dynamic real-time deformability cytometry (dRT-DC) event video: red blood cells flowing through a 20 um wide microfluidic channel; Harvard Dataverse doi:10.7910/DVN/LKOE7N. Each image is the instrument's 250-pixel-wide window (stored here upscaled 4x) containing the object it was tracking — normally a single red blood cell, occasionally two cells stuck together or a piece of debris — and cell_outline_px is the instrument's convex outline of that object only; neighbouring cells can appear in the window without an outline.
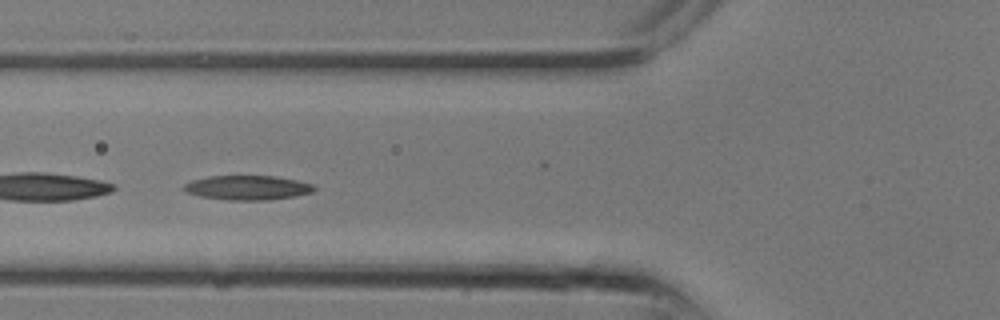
{"species": "common noctule bat (a hibernating species)", "species_latin": "Nyctalus noctula", "temperature_condition": "room temperature", "stored_images_in_passage": 15, "segment_of_instrument_passage": [2, 2], "camera_frame_rate_fps": 3000, "um_per_image_px": 0.085, "animal": {"sex": "male", "body_mass_g": 13.3}, "frame": {"image": 1, "passage_image": 9, "time_ms": 2.667, "image_size_px": [1000, 320], "cell_outline_px": [[316, 188], [312, 192], [296, 196], [268, 200], [228, 200], [200, 196], [184, 192], [184, 184], [192, 180], [208, 176], [276, 176], [296, 180], [312, 184]], "centroid_in_image_um": [21.03, 15.95], "position_along_channel_um": 104.8, "area_um2": 18.55}}
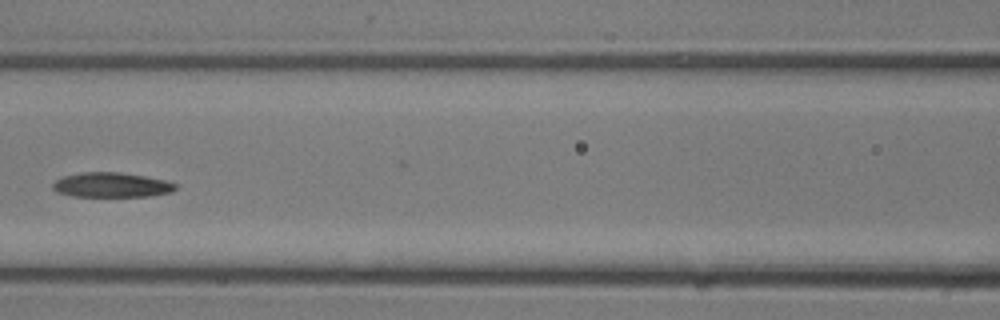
{"frame": {"image": 2, "passage_image": 11, "time_ms": 3.333, "image_size_px": [1000, 320], "cell_outline_px": [[176, 188], [172, 192], [152, 196], [72, 196], [56, 192], [52, 188], [52, 184], [56, 180], [64, 176], [84, 172], [120, 172], [144, 176], [164, 180], [176, 184]], "centroid_in_image_um": [9.47, 15.72], "position_along_channel_um": 157.1, "area_um2": 17.63}}